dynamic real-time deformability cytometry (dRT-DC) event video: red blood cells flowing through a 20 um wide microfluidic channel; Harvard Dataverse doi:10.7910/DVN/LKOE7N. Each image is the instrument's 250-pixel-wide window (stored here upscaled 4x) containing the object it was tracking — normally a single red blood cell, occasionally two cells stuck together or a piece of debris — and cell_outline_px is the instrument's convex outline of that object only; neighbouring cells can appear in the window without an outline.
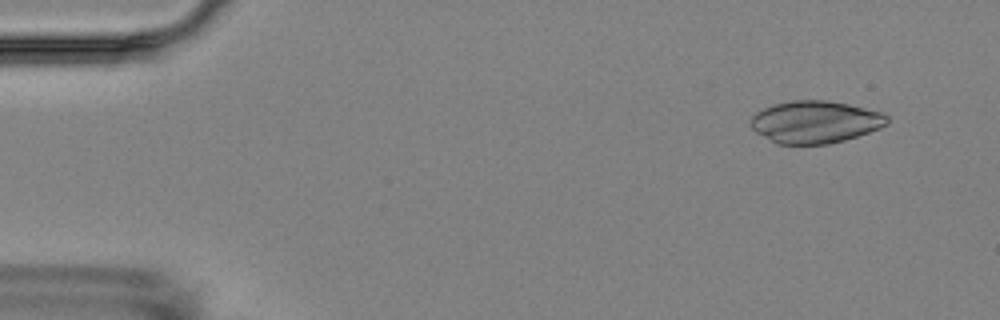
{"species": "Egyptian fruit bat (a non-hibernating species)", "species_latin": "Rousettus aegyptiacus", "temperature_condition": "room temperature", "stored_images_in_passage": 5, "camera_frame_rate_fps": 3000, "um_per_image_px": 0.085, "animal": {"sex": "female"}, "frame": {"image": 1, "passage_image": 2, "time_ms": 0.667, "image_size_px": [1000, 320], "cell_outline_px": [[888, 124], [880, 128], [844, 140], [828, 144], [776, 144], [756, 132], [748, 124], [752, 116], [756, 112], [772, 104], [792, 100], [828, 100], [848, 104], [884, 112], [888, 116]], "centroid_in_image_um": [69.28, 10.36], "position_along_channel_um": 15.7, "area_um2": 33.87}}